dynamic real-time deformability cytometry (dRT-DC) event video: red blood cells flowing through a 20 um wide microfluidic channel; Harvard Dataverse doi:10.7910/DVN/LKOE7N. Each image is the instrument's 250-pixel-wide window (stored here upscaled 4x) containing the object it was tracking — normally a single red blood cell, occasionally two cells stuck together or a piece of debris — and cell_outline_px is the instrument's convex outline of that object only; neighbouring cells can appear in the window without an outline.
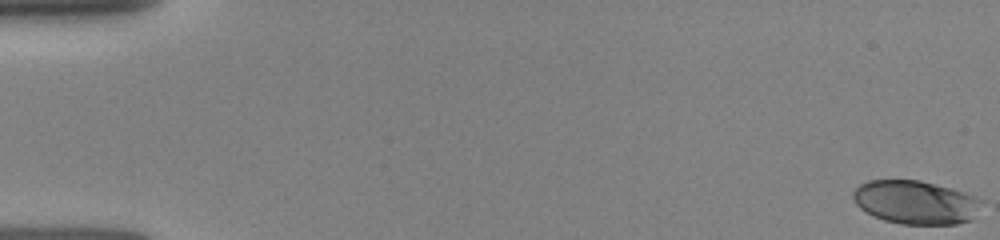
{"species": "human", "species_latin": "Homo sapiens", "temperature_condition": "room temperature", "stored_images_in_passage": 27, "camera_frame_rate_fps": 3000, "um_per_image_px": 0.085, "donor": {"sex": "female"}, "frame": {"image": 1, "passage_image": 1, "time_ms": 0.0, "image_size_px": [1000, 240], "cell_outline_px": [[984, 200], [972, 220], [956, 224], [900, 224], [884, 220], [872, 216], [860, 208], [856, 204], [852, 196], [852, 192], [860, 184], [868, 180], [920, 180], [952, 188]], "centroid_in_image_um": [77.81, 17.19], "position_along_channel_um": 7.2, "area_um2": 32.77}}
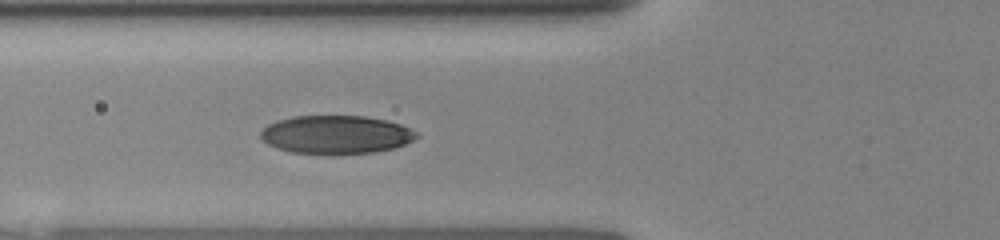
{"frame": {"image": 2, "passage_image": 19, "time_ms": 6.0, "image_size_px": [1000, 240], "cell_outline_px": [[420, 136], [404, 144], [392, 148], [372, 152], [332, 156], [288, 152], [276, 148], [268, 144], [260, 136], [260, 132], [268, 124], [276, 120], [292, 116], [364, 116], [388, 120], [400, 124], [416, 132]], "centroid_in_image_um": [28.52, 11.46], "position_along_channel_um": 97.3, "area_um2": 35.37}}
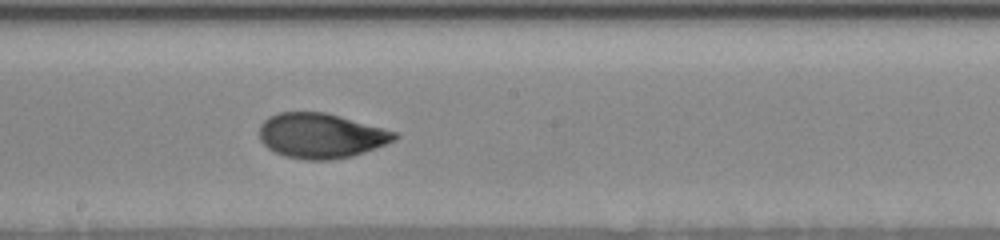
{"frame": {"image": 3, "passage_image": 27, "time_ms": 9.0, "image_size_px": [1000, 240], "cell_outline_px": [[400, 136], [396, 140], [376, 148], [352, 156], [332, 160], [304, 160], [284, 156], [268, 148], [260, 140], [260, 124], [268, 116], [280, 112], [324, 112], [340, 116], [396, 132]], "centroid_in_image_um": [27.27, 11.54], "position_along_channel_um": 220.9, "area_um2": 35.43}}